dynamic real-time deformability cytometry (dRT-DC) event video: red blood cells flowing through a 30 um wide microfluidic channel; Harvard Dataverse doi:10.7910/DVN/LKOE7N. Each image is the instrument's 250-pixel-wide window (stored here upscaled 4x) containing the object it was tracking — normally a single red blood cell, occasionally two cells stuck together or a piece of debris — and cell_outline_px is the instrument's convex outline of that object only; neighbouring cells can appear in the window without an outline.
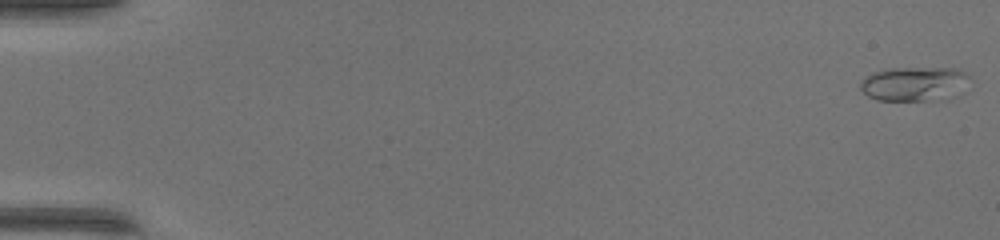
{"species": "common noctule bat (a hibernating species)", "species_latin": "Nyctalus noctula", "temperature_condition": "warm", "stored_images_in_passage": 50, "camera_frame_rate_fps": 3000, "um_per_image_px": 0.085, "animal": {"sex": "female", "body_mass_g": 17.0, "forearm_length_mm": 48.0}, "frame": {"image": 1, "passage_image": 1, "time_ms": 0.0, "image_size_px": [1000, 240], "cell_outline_px": [[972, 76], [964, 92], [928, 100], [876, 100], [868, 96], [860, 88], [860, 80], [872, 72], [888, 68], [956, 68]], "centroid_in_image_um": [77.72, 7.1], "position_along_channel_um": 7.3, "area_um2": 21.96}}
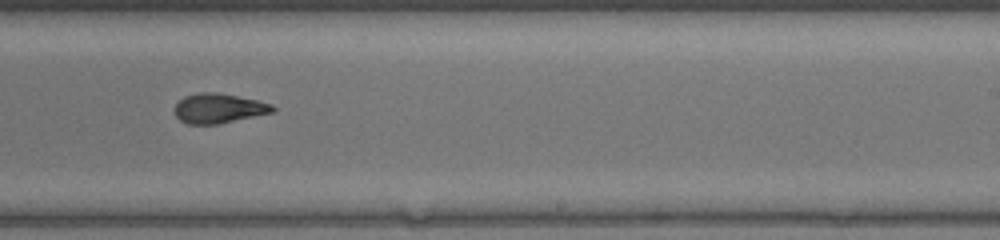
{"frame": {"image": 2, "passage_image": 32, "time_ms": 10.333, "image_size_px": [1000, 240], "cell_outline_px": [[276, 112], [216, 124], [188, 124], [180, 120], [176, 116], [172, 108], [184, 96], [200, 92], [216, 92], [256, 100], [272, 104], [276, 108]], "centroid_in_image_um": [18.58, 9.21], "position_along_channel_um": 270.4, "area_um2": 16.99}}
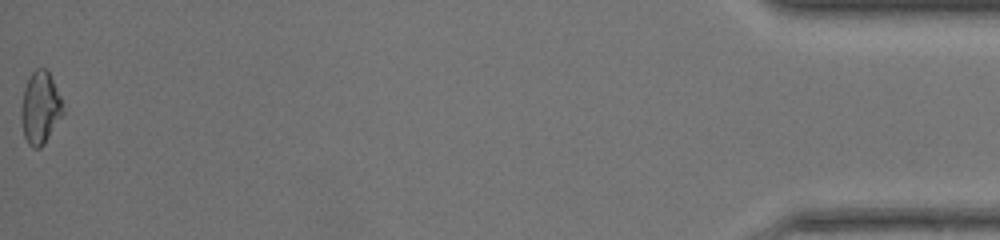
{"frame": {"image": 3, "passage_image": 50, "time_ms": 16.333, "image_size_px": [1000, 240], "cell_outline_px": [[64, 112], [44, 144], [40, 148], [32, 148], [28, 144], [24, 136], [20, 120], [20, 108], [24, 88], [32, 72], [36, 68], [44, 68], [48, 72], [60, 96]], "centroid_in_image_um": [3.39, 9.2], "position_along_channel_um": 431.8, "area_um2": 17.51}, "authors_computed_cell_mechanics": {"area_um2": 17.2244, "velocity_mm_per_s": 4.2791, "shape_relaxation_time_tau1_ms": 7.8676, "shape_relaxation_time_tau2_ms": 1.6454, "deformation_change_tau1": 0.2699, "deformation_change_tau2": 0.0706}}